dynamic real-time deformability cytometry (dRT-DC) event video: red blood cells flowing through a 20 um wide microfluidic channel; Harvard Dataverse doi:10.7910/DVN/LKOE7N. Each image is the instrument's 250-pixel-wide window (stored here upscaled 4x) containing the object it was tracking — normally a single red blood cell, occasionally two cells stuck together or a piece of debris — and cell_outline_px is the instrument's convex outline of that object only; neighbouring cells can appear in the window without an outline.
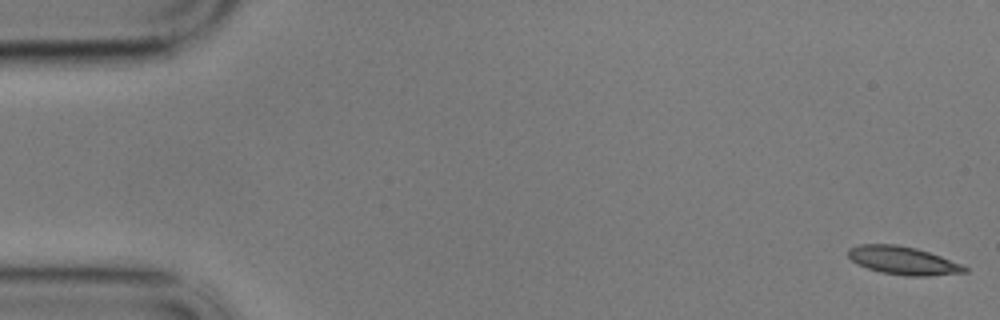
{"species": "common noctule bat (a hibernating species)", "species_latin": "Nyctalus noctula", "temperature_condition": "cold", "stored_images_in_passage": 59, "segment_of_instrument_passage": [1, 2], "camera_frame_rate_fps": 3000, "um_per_image_px": 0.085, "animal": {"sex": "male", "body_mass_g": 17.9}, "frame": {"image": 1, "passage_image": 1, "time_ms": 0.0, "image_size_px": [1000, 320], "cell_outline_px": [[968, 272], [928, 276], [904, 276], [880, 272], [856, 264], [848, 256], [848, 248], [860, 244], [896, 244], [916, 248], [940, 256], [960, 264], [968, 268]], "centroid_in_image_um": [76.73, 22.15], "position_along_channel_um": 8.3, "area_um2": 19.07}}
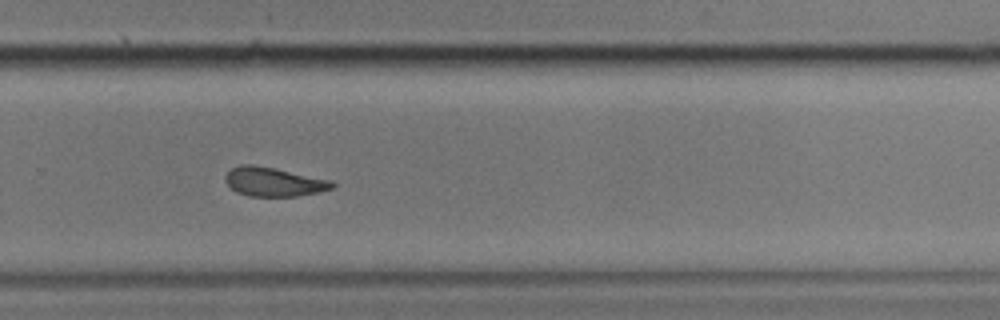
{"frame": {"image": 2, "passage_image": 39, "time_ms": 12.667, "image_size_px": [1000, 320], "cell_outline_px": [[336, 184], [332, 188], [316, 192], [296, 196], [248, 196], [236, 192], [224, 180], [224, 176], [232, 168], [240, 164], [252, 164], [332, 180]], "centroid_in_image_um": [23.23, 15.45], "position_along_channel_um": 306.6, "area_um2": 17.86}}
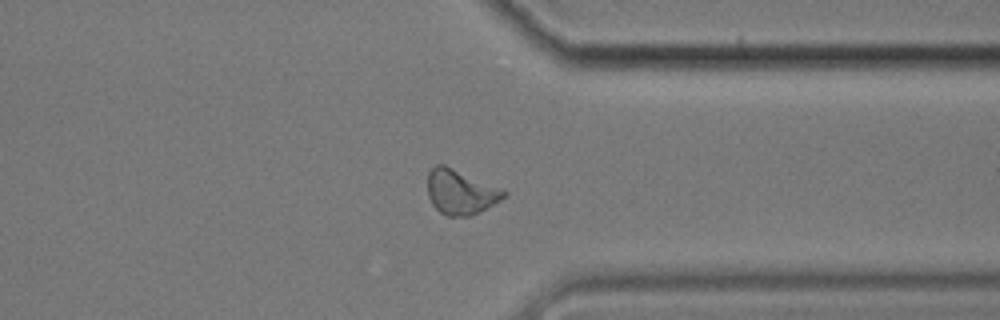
{"frame": {"image": 3, "passage_image": 45, "time_ms": 14.667, "image_size_px": [1000, 320], "cell_outline_px": [[508, 192], [500, 200], [472, 216], [448, 216], [440, 212], [432, 204], [428, 196], [428, 172], [436, 164], [444, 164], [504, 188]], "centroid_in_image_um": [39.16, 16.3], "position_along_channel_um": 372.2, "area_um2": 20.06}}